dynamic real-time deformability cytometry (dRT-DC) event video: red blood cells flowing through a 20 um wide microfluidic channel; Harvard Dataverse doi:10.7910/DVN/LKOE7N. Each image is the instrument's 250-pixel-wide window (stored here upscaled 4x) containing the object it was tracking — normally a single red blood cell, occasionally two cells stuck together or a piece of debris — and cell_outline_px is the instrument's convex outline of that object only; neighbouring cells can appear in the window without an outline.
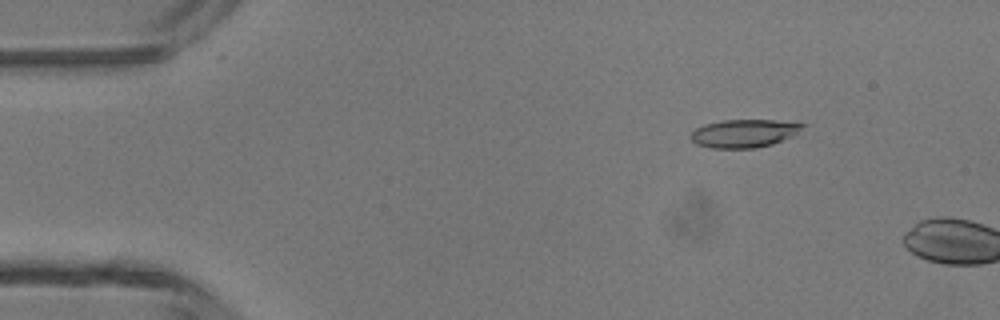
{"species": "common noctule bat (a hibernating species)", "species_latin": "Nyctalus noctula", "temperature_condition": "room temperature", "stored_images_in_passage": 8, "camera_frame_rate_fps": 3000, "um_per_image_px": 0.085, "animal": {"sex": "male", "body_mass_g": 13.3}, "frame": {"image": 1, "passage_image": 6, "time_ms": 1.667, "image_size_px": [1000, 320], "cell_outline_px": [[808, 124], [792, 136], [772, 144], [756, 148], [712, 148], [696, 144], [688, 136], [696, 128], [704, 124], [724, 120], [776, 120]], "centroid_in_image_um": [63.23, 11.33], "position_along_channel_um": 21.8, "area_um2": 18.32}}